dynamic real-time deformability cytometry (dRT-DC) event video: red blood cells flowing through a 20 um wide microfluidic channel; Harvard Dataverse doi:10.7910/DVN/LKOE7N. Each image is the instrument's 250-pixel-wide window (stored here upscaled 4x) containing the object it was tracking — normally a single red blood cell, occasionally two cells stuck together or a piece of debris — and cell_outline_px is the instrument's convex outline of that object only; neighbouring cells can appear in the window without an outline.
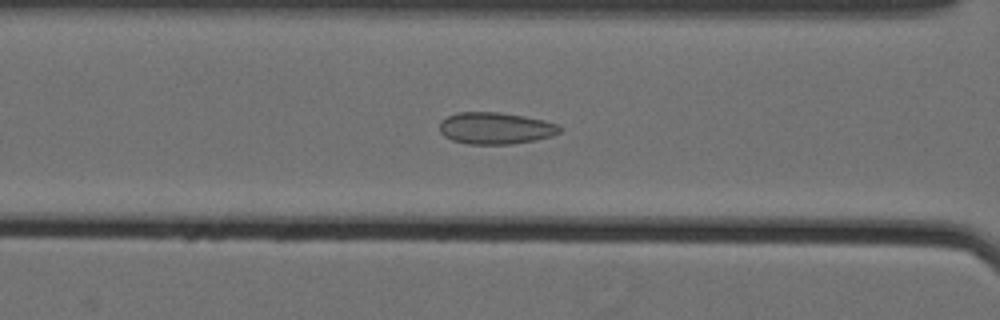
{"species": "Egyptian fruit bat (a non-hibernating species)", "species_latin": "Rousettus aegyptiacus", "temperature_condition": "cold", "stored_images_in_passage": 61, "camera_frame_rate_fps": 3000, "um_per_image_px": 0.085, "animal": {"sex": "female"}, "frame": {"image": 1, "passage_image": 29, "time_ms": 9.333, "image_size_px": [1000, 320], "cell_outline_px": [[560, 132], [552, 136], [536, 140], [508, 144], [468, 144], [452, 140], [444, 136], [440, 132], [440, 120], [456, 112], [496, 112], [524, 116], [544, 120], [560, 124]], "centroid_in_image_um": [42.11, 10.89], "position_along_channel_um": 124.5, "area_um2": 22.31}}
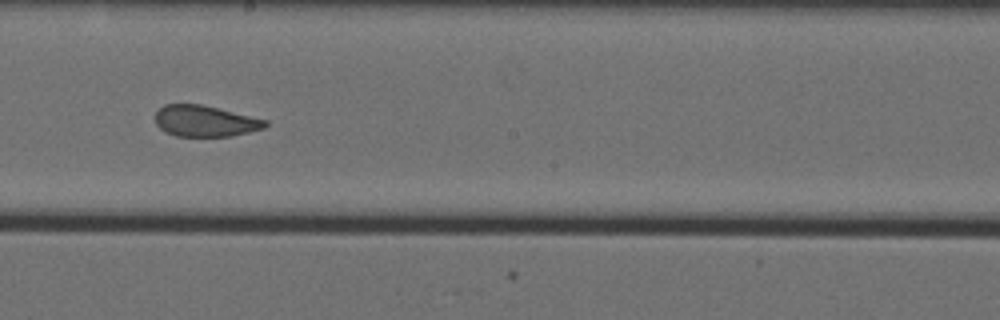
{"frame": {"image": 2, "passage_image": 38, "time_ms": 12.333, "image_size_px": [1000, 320], "cell_outline_px": [[268, 124], [264, 128], [232, 136], [176, 136], [164, 132], [156, 124], [156, 112], [164, 104], [200, 104], [268, 120]], "centroid_in_image_um": [17.42, 10.29], "position_along_channel_um": 230.8, "area_um2": 19.88}}
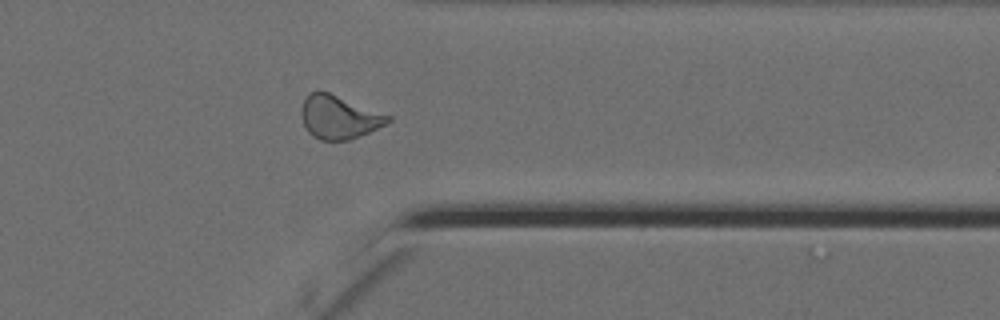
{"frame": {"image": 3, "passage_image": 51, "time_ms": 16.667, "image_size_px": [1000, 320], "cell_outline_px": [[392, 120], [352, 140], [320, 140], [312, 136], [308, 132], [304, 124], [300, 112], [300, 108], [308, 92], [316, 88], [320, 88], [392, 116]], "centroid_in_image_um": [28.77, 9.91], "position_along_channel_um": 382.6, "area_um2": 22.31}, "authors_computed_cell_mechanics": {"area_um2": 22.4264, "velocity_mm_per_s": 3.5373, "shape_relaxation_time_tau1_ms": null, "shape_relaxation_time_tau2_ms": 1.2858, "deformation_change_tau1": null, "deformation_change_tau2": 0.0796}}